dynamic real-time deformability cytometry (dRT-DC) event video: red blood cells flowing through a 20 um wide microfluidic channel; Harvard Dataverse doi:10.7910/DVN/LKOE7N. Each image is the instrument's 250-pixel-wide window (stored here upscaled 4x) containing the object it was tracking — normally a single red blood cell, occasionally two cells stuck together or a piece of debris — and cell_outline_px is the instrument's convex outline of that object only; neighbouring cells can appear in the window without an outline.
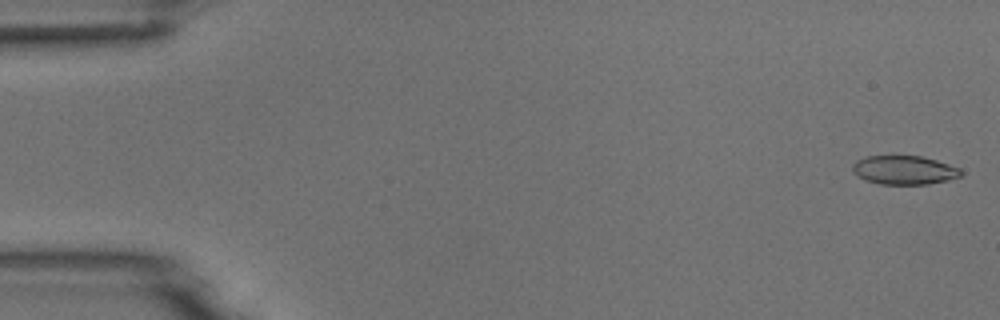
{"species": "common noctule bat (a hibernating species)", "species_latin": "Nyctalus noctula", "temperature_condition": "room temperature", "stored_images_in_passage": 5, "camera_frame_rate_fps": 3000, "um_per_image_px": 0.085, "animal": {"sex": "male", "body_mass_g": 18.8}, "frame": {"image": 1, "passage_image": 1, "time_ms": 0.0, "image_size_px": [1000, 320], "cell_outline_px": [[964, 172], [960, 176], [948, 180], [928, 184], [880, 184], [864, 180], [856, 176], [852, 172], [852, 164], [856, 160], [868, 156], [920, 156], [936, 160], [960, 168]], "centroid_in_image_um": [76.83, 14.46], "position_along_channel_um": 8.2, "area_um2": 18.32}}